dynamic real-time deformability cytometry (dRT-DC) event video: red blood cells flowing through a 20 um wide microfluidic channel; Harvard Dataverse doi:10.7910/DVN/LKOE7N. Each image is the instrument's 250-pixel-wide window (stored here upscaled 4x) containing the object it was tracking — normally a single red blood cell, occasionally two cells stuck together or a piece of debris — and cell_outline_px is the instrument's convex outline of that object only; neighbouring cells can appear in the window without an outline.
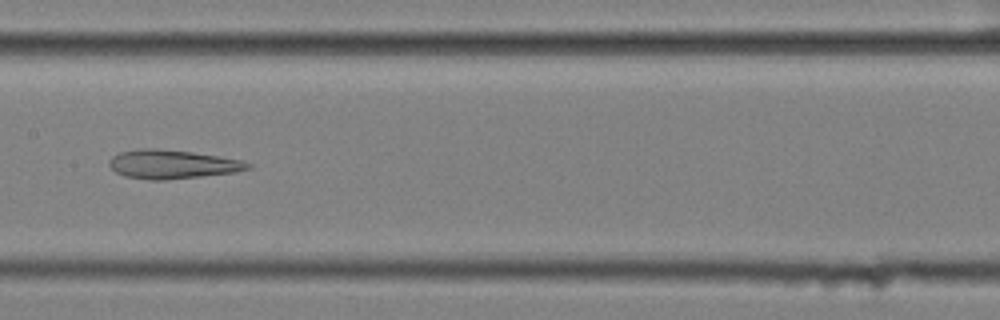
{"species": "common noctule bat (a hibernating species)", "species_latin": "Nyctalus noctula", "temperature_condition": "cold", "stored_images_in_passage": 57, "camera_frame_rate_fps": 3000, "um_per_image_px": 0.085, "animal": {"sex": "female", "body_mass_g": 25.1}, "frame": {"image": 1, "passage_image": 29, "time_ms": 9.333, "image_size_px": [1000, 320], "cell_outline_px": [[252, 168], [236, 172], [164, 180], [148, 180], [124, 176], [116, 172], [108, 164], [108, 160], [112, 156], [120, 152], [144, 148], [152, 148], [192, 152], [220, 156], [240, 160], [252, 164]], "centroid_in_image_um": [14.63, 13.96], "position_along_channel_um": 192.8, "area_um2": 23.24}}
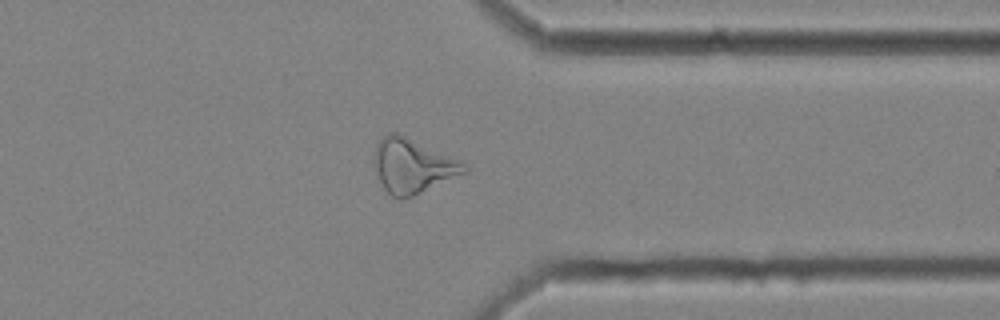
{"frame": {"image": 2, "passage_image": 45, "time_ms": 14.667, "image_size_px": [1000, 320], "cell_outline_px": [[468, 168], [464, 172], [412, 196], [400, 200], [392, 196], [384, 188], [376, 172], [376, 144], [388, 132], [396, 132], [448, 156], [464, 164]], "centroid_in_image_um": [35.01, 14.11], "position_along_channel_um": 376.4, "area_um2": 27.17}}
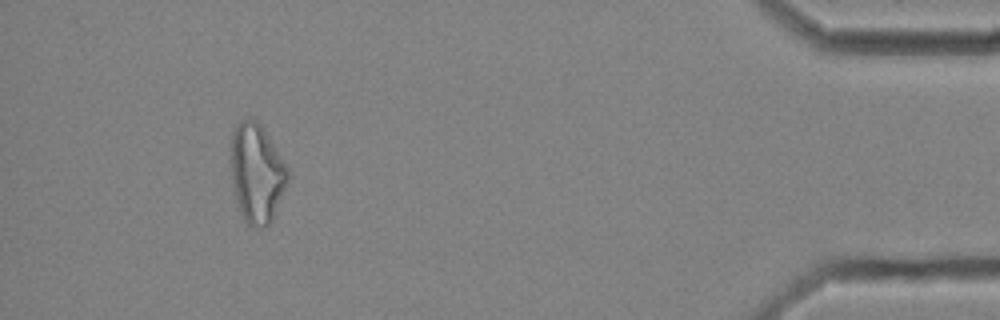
{"frame": {"image": 3, "passage_image": 53, "time_ms": 17.333, "image_size_px": [1000, 320], "cell_outline_px": [[292, 176], [272, 220], [264, 228], [256, 228], [248, 224], [244, 220], [232, 184], [232, 132], [236, 124], [240, 120], [248, 116], [256, 120], [264, 128], [288, 168]], "centroid_in_image_um": [21.87, 14.7], "position_along_channel_um": 413.3, "area_um2": 33.06}}